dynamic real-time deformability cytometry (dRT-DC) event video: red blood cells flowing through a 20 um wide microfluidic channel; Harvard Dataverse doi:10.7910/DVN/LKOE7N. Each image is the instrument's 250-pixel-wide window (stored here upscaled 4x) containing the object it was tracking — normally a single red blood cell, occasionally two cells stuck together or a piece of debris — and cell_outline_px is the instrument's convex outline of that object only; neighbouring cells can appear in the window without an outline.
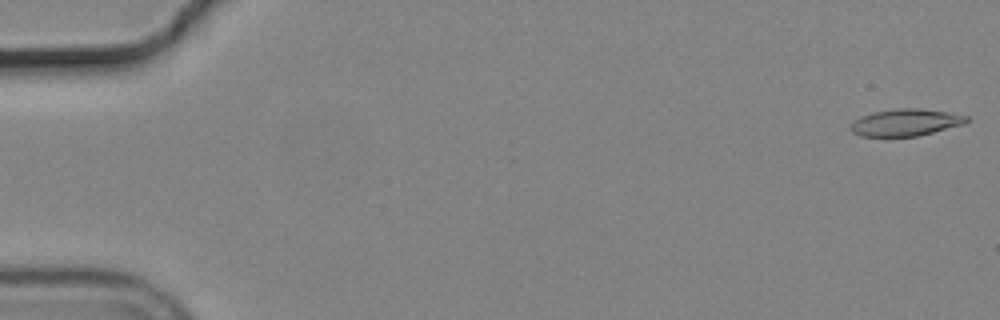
{"species": "common noctule bat (a hibernating species)", "species_latin": "Nyctalus noctula", "temperature_condition": "cold", "stored_images_in_passage": 55, "camera_frame_rate_fps": 3000, "um_per_image_px": 0.085, "animal": {"sex": "male", "body_mass_g": 19.2, "forearm_length_mm": 51.8}, "frame": {"image": 1, "passage_image": 1, "time_ms": 0.0, "image_size_px": [1000, 320], "cell_outline_px": [[972, 120], [964, 124], [916, 136], [860, 136], [852, 132], [848, 128], [860, 116], [872, 112], [896, 108], [920, 108], [948, 112], [968, 116]], "centroid_in_image_um": [76.99, 10.4], "position_along_channel_um": 8.0, "area_um2": 18.26}}
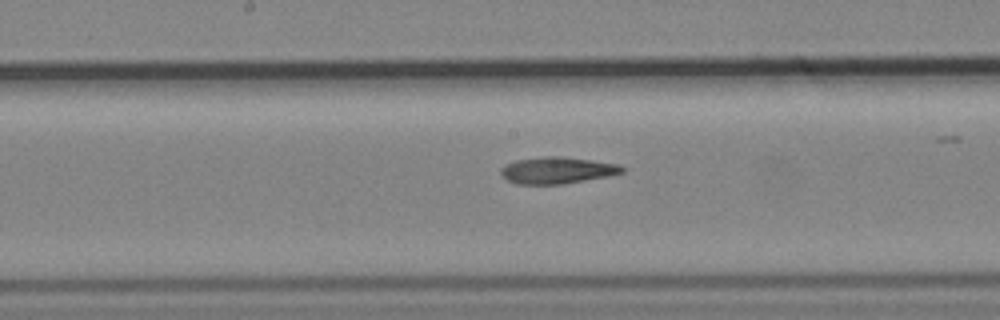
{"frame": {"image": 2, "passage_image": 29, "time_ms": 9.333, "image_size_px": [1000, 320], "cell_outline_px": [[624, 172], [608, 176], [560, 184], [516, 184], [508, 180], [500, 172], [500, 168], [504, 164], [516, 160], [544, 156], [560, 156], [592, 160], [616, 164], [624, 168]], "centroid_in_image_um": [47.32, 14.47], "position_along_channel_um": 200.9, "area_um2": 18.67}}
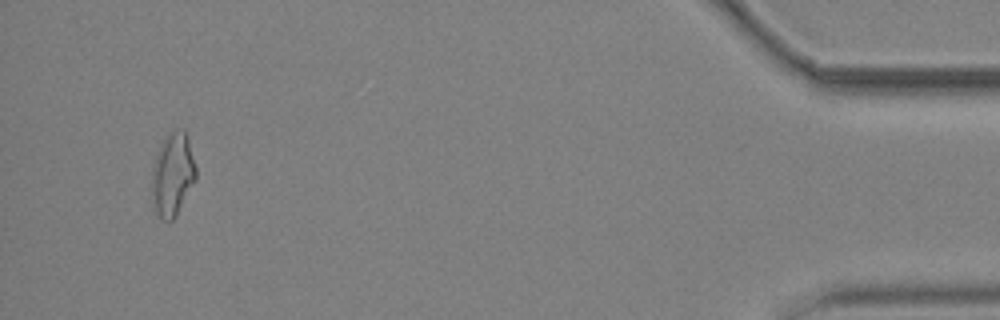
{"frame": {"image": 3, "passage_image": 53, "time_ms": 17.333, "image_size_px": [1000, 320], "cell_outline_px": [[196, 180], [176, 216], [168, 224], [160, 220], [156, 212], [152, 200], [152, 168], [156, 152], [164, 136], [176, 128], [184, 128], [188, 136], [196, 168]], "centroid_in_image_um": [14.67, 14.82], "position_along_channel_um": 420.5, "area_um2": 21.96}}